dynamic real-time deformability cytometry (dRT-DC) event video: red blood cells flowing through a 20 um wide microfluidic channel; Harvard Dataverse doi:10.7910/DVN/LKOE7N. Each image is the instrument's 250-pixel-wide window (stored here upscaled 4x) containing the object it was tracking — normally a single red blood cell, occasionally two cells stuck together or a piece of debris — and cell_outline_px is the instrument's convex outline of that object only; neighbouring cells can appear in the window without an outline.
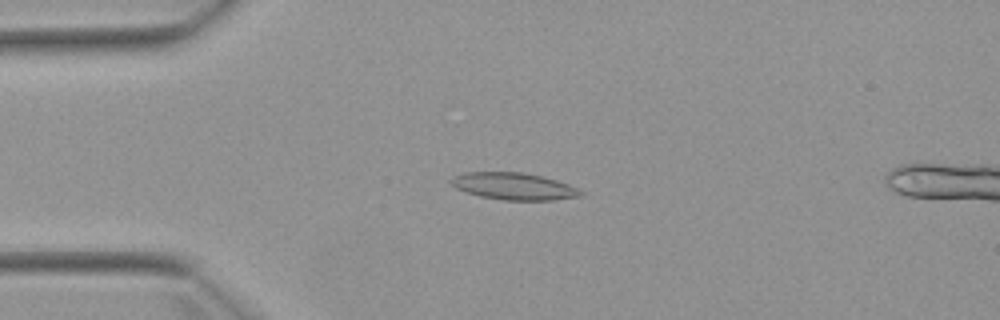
{"species": "Egyptian fruit bat (a non-hibernating species)", "species_latin": "Rousettus aegyptiacus", "temperature_condition": "warm", "stored_images_in_passage": 4, "camera_frame_rate_fps": 3000, "um_per_image_px": 0.085, "animal": {"sex": "female"}, "frame": {"image": 1, "passage_image": 3, "time_ms": 2.667, "image_size_px": [1000, 320], "cell_outline_px": [[584, 192], [580, 196], [552, 200], [504, 200], [480, 196], [456, 188], [448, 180], [452, 176], [464, 172], [524, 172], [556, 180], [568, 184]], "centroid_in_image_um": [43.64, 15.82], "position_along_channel_um": 41.4, "area_um2": 20.29}}